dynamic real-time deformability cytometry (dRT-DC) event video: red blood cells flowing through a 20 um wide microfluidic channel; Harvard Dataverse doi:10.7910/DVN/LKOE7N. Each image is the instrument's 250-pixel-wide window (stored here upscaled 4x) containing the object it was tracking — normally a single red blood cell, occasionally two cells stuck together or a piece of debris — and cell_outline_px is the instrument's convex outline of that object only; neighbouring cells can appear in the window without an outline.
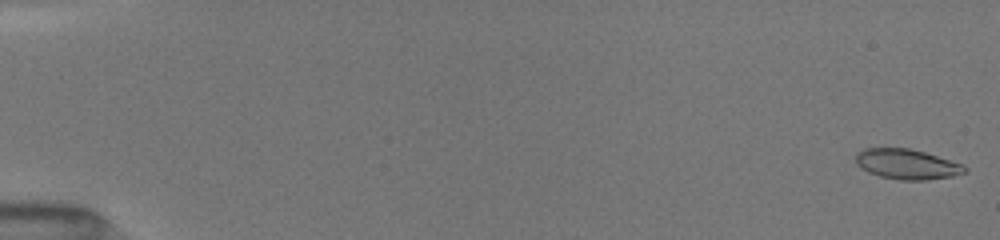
{"species": "common noctule bat (a hibernating species)", "species_latin": "Nyctalus noctula", "temperature_condition": "room temperature", "stored_images_in_passage": 40, "camera_frame_rate_fps": 3000, "um_per_image_px": 0.085, "animal": {"sex": "female", "body_mass_g": 19.5, "forearm_length_mm": 54.1}, "frame": {"image": 1, "passage_image": 1, "time_ms": 0.0, "image_size_px": [1000, 240], "cell_outline_px": [[968, 172], [952, 176], [924, 180], [900, 180], [880, 176], [868, 172], [860, 168], [856, 164], [856, 152], [864, 148], [908, 148], [924, 152], [964, 164], [968, 168]], "centroid_in_image_um": [77.09, 13.95], "position_along_channel_um": 7.9, "area_um2": 19.25}}
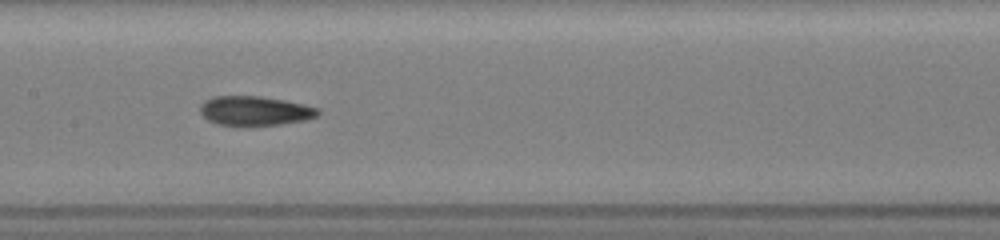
{"frame": {"image": 2, "passage_image": 20, "time_ms": 8.667, "image_size_px": [1000, 240], "cell_outline_px": [[320, 112], [316, 116], [304, 120], [280, 124], [248, 128], [216, 124], [208, 120], [200, 112], [200, 104], [204, 100], [212, 96], [260, 96], [284, 100], [304, 104], [320, 108]], "centroid_in_image_um": [21.63, 9.44], "position_along_channel_um": 185.8, "area_um2": 20.81}}
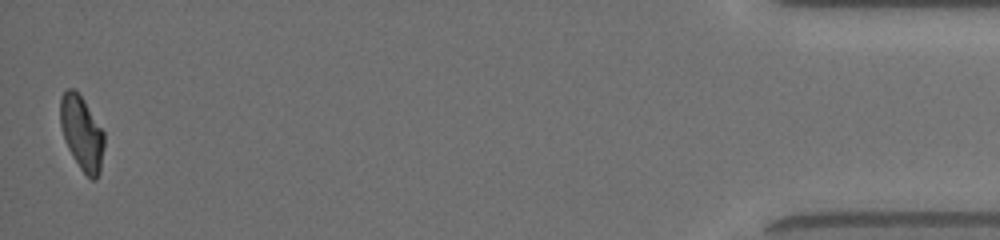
{"frame": {"image": 3, "passage_image": 40, "time_ms": 16.667, "image_size_px": [1000, 240], "cell_outline_px": [[104, 148], [100, 172], [96, 180], [92, 180], [80, 168], [72, 156], [64, 140], [60, 124], [60, 96], [68, 88], [72, 88], [84, 100], [104, 132]], "centroid_in_image_um": [6.95, 11.32], "position_along_channel_um": 428.2, "area_um2": 18.96}, "authors_computed_cell_mechanics": {"area_um2": 19.5364, "velocity_mm_per_s": 4.0471, "shape_relaxation_time_tau1_ms": 3.5125, "shape_relaxation_time_tau2_ms": 1.7862, "deformation_change_tau1": 0.1526, "deformation_change_tau2": 0.0866}}